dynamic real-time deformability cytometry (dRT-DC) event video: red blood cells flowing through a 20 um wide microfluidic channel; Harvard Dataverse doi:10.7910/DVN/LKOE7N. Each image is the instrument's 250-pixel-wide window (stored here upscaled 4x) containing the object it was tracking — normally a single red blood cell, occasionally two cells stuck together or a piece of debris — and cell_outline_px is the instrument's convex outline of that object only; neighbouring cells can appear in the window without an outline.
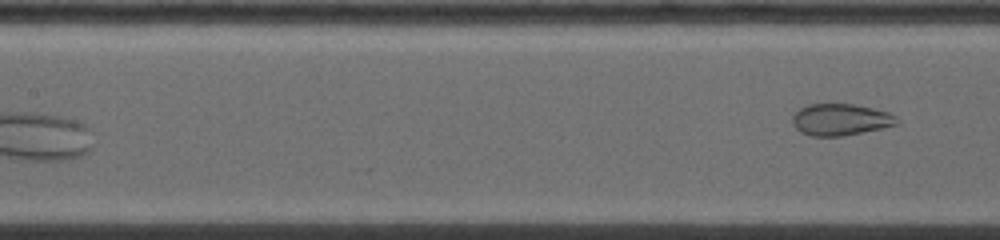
{"species": "common noctule bat (a hibernating species)", "species_latin": "Nyctalus noctula", "temperature_condition": "warm", "stored_images_in_passage": 8, "camera_frame_rate_fps": 5000, "um_per_image_px": 0.085, "animal": {"sex": "female", "body_mass_g": 19.0, "forearm_length_mm": 53.3}, "frame": {"image": 1, "passage_image": 8, "time_ms": 4.2, "image_size_px": [1000, 240], "cell_outline_px": [[896, 124], [880, 128], [840, 136], [812, 136], [800, 132], [796, 128], [792, 120], [796, 112], [800, 108], [812, 104], [852, 104], [888, 112], [892, 116]], "centroid_in_image_um": [71.36, 10.17], "position_along_channel_um": 136.0, "area_um2": 18.55}}